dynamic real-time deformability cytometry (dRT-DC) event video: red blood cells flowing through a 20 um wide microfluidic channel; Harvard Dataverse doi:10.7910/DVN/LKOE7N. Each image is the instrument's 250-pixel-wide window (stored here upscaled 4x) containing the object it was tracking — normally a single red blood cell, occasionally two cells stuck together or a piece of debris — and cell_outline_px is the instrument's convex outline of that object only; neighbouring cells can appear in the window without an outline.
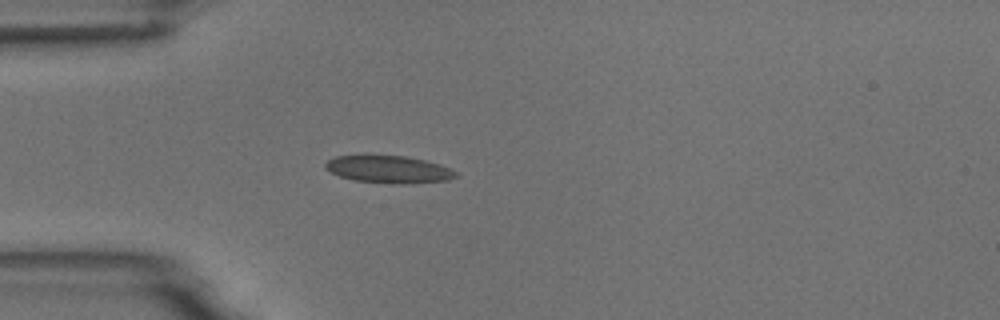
{"species": "common noctule bat (a hibernating species)", "species_latin": "Nyctalus noctula", "temperature_condition": "room temperature", "stored_images_in_passage": 1, "camera_frame_rate_fps": 3000, "um_per_image_px": 0.085, "animal": {"sex": "male", "body_mass_g": 18.8}, "frame": {"image": 1, "passage_image": 1, "time_ms": 0.0, "image_size_px": [1000, 320], "cell_outline_px": [[460, 176], [448, 180], [404, 184], [392, 184], [356, 180], [340, 176], [324, 168], [324, 164], [328, 160], [336, 156], [364, 152], [368, 152], [404, 156], [424, 160], [440, 164], [456, 172]], "centroid_in_image_um": [32.98, 14.34], "position_along_channel_um": 52.0, "area_um2": 21.62}}